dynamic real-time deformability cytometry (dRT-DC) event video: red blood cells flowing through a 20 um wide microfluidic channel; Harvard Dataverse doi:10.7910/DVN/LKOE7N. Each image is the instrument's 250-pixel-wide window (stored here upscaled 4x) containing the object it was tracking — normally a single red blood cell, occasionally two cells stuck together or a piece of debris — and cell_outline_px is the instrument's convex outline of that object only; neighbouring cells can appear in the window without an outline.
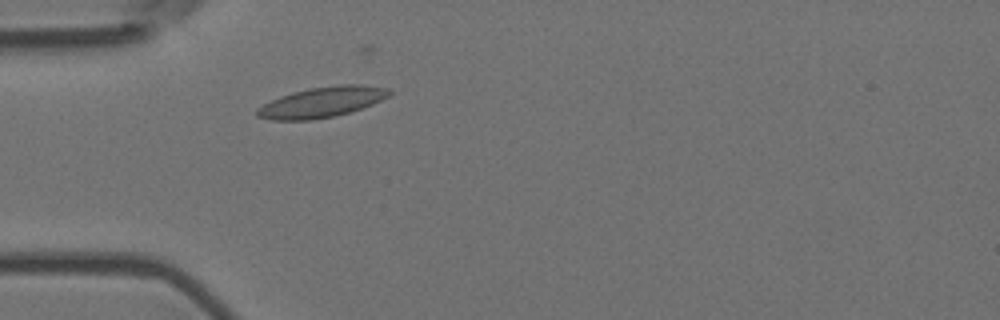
{"species": "Egyptian fruit bat (a non-hibernating species)", "species_latin": "Rousettus aegyptiacus", "temperature_condition": "room temperature", "stored_images_in_passage": 5, "camera_frame_rate_fps": 3000, "um_per_image_px": 0.085, "animal": {"sex": "female"}, "frame": {"image": 1, "passage_image": 1, "time_ms": 0.0, "image_size_px": [1000, 320], "cell_outline_px": [[392, 92], [388, 96], [372, 104], [352, 112], [336, 116], [312, 120], [272, 120], [256, 116], [256, 108], [280, 96], [292, 92], [308, 88], [340, 84], [360, 84], [388, 88]], "centroid_in_image_um": [27.36, 8.68], "position_along_channel_um": 57.6, "area_um2": 23.58}}
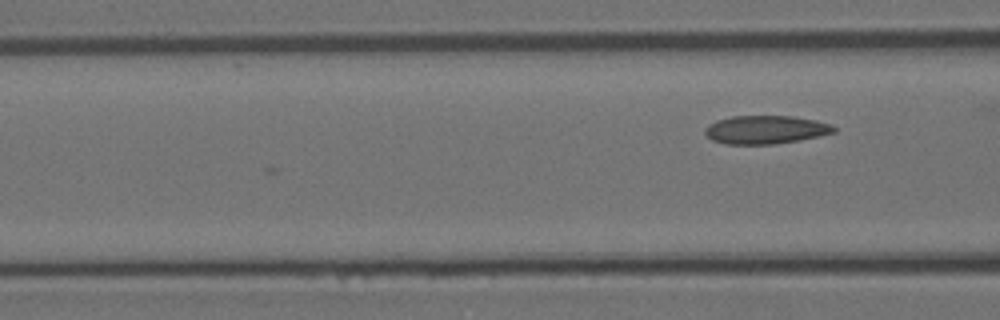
{"frame": {"image": 2, "passage_image": 5, "time_ms": 1.333, "image_size_px": [1000, 320], "cell_outline_px": [[836, 132], [776, 144], [728, 144], [712, 140], [704, 132], [704, 128], [708, 124], [716, 120], [732, 116], [792, 116], [816, 120], [832, 124], [836, 128]], "centroid_in_image_um": [65.06, 11.01], "position_along_channel_um": 101.5, "area_um2": 21.21}}